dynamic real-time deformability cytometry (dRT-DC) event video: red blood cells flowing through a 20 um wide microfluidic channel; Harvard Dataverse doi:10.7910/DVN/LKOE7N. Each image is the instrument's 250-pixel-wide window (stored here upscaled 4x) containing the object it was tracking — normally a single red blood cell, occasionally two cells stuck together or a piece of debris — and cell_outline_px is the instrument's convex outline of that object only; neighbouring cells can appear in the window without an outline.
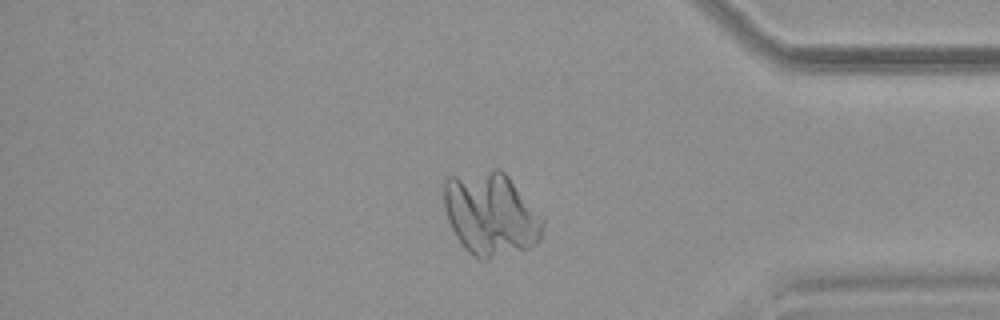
{"species": "common noctule bat (a hibernating species)", "species_latin": "Nyctalus noctula", "temperature_condition": "warm", "stored_images_in_passage": 63, "camera_frame_rate_fps": 3000, "um_per_image_px": 0.085, "animal": {"sex": "female", "body_mass_g": 18.4}, "frame": {"image": 1, "passage_image": 54, "time_ms": 17.667, "image_size_px": [1000, 320], "cell_outline_px": [[544, 224], [540, 240], [536, 244], [528, 248], [488, 260], [480, 260], [468, 252], [464, 248], [456, 236], [448, 220], [444, 208], [444, 180], [448, 176], [492, 168], [500, 168], [508, 176], [544, 216]], "centroid_in_image_um": [41.73, 18.18], "position_along_channel_um": 393.5, "area_um2": 48.67}}